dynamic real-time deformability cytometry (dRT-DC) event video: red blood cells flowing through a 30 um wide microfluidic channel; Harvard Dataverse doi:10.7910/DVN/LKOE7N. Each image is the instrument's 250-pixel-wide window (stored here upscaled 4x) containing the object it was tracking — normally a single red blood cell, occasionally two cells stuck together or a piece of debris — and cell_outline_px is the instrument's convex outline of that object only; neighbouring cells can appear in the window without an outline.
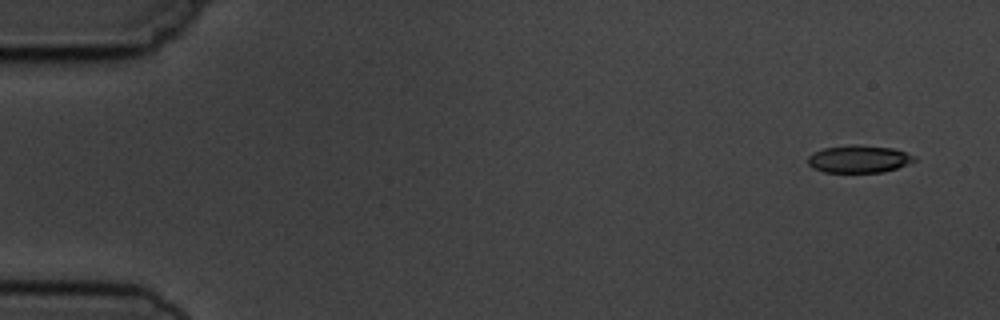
{"species": "common noctule bat (a hibernating species)", "species_latin": "Nyctalus noctula", "temperature_condition": "cold", "stored_images_in_passage": 8, "camera_frame_rate_fps": 3000, "um_per_image_px": 0.085, "animal": {"sex": "male", "body_mass_g": 19.5, "forearm_length_mm": 54.6}, "frame": {"image": 1, "passage_image": 1, "time_ms": 0.0, "image_size_px": [1000, 320], "cell_outline_px": [[916, 160], [896, 168], [884, 172], [824, 172], [812, 168], [808, 164], [808, 156], [824, 148], [852, 144], [856, 144], [892, 148], [916, 156]], "centroid_in_image_um": [72.99, 13.51], "position_along_channel_um": 12.0, "area_um2": 16.94}}
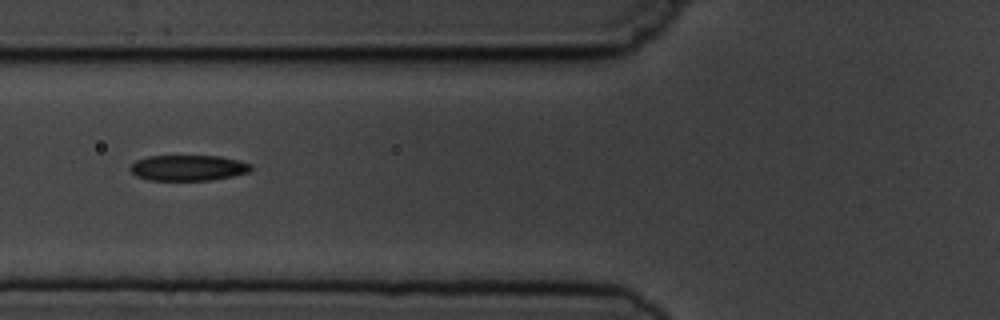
{"frame": {"image": 2, "passage_image": 6, "time_ms": 6.0, "image_size_px": [1000, 320], "cell_outline_px": [[252, 168], [248, 172], [232, 176], [208, 180], [148, 180], [136, 176], [128, 168], [136, 160], [148, 156], [220, 156], [252, 164]], "centroid_in_image_um": [15.96, 14.26], "position_along_channel_um": 109.8, "area_um2": 17.98}}
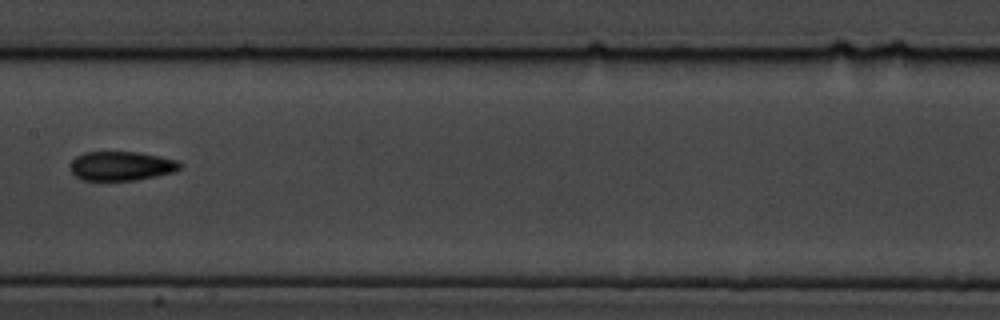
{"frame": {"image": 3, "passage_image": 8, "time_ms": 8.333, "image_size_px": [1000, 320], "cell_outline_px": [[180, 168], [172, 172], [156, 176], [136, 180], [84, 180], [76, 176], [72, 172], [72, 160], [76, 156], [84, 152], [136, 152], [160, 156], [176, 160], [180, 164]], "centroid_in_image_um": [10.31, 14.1], "position_along_channel_um": 197.1, "area_um2": 18.38}}